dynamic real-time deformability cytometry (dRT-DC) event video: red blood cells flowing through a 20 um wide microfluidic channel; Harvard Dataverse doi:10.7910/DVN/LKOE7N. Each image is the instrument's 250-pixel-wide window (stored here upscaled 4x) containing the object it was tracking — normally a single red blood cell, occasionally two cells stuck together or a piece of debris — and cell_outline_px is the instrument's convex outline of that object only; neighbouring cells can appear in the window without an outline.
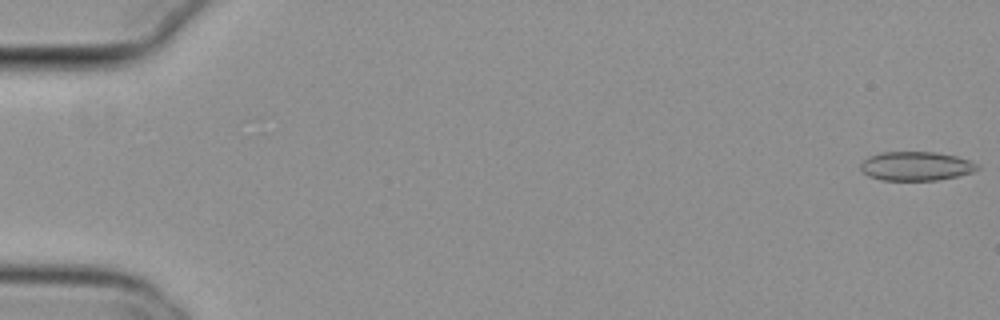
{"species": "common noctule bat (a hibernating species)", "species_latin": "Nyctalus noctula", "temperature_condition": "cold", "stored_images_in_passage": 9, "camera_frame_rate_fps": 3000, "um_per_image_px": 0.085, "animal": {"sex": "female", "body_mass_g": 29.2, "forearm_length_mm": 56.3}, "frame": {"image": 1, "passage_image": 1, "time_ms": 0.0, "image_size_px": [1000, 320], "cell_outline_px": [[980, 168], [972, 172], [956, 176], [936, 180], [884, 180], [868, 176], [860, 168], [860, 164], [868, 156], [880, 152], [936, 152], [956, 156], [972, 160], [980, 164]], "centroid_in_image_um": [77.89, 14.11], "position_along_channel_um": 7.1, "area_um2": 19.83}}